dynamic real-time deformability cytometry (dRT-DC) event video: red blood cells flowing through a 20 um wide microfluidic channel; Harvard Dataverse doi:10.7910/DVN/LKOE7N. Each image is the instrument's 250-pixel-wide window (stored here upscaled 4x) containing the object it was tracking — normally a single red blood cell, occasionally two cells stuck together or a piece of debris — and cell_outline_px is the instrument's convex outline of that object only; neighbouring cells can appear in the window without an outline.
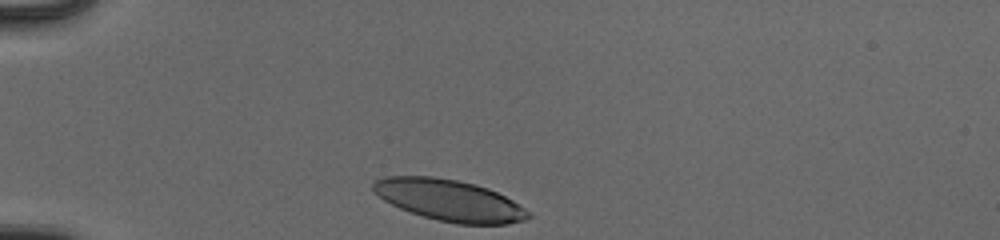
{"species": "human", "species_latin": "Homo sapiens", "temperature_condition": "cold", "stored_images_in_passage": 32, "camera_frame_rate_fps": 3000, "um_per_image_px": 0.085, "donor": {"sex": "male"}, "frame": {"image": 1, "passage_image": 1, "time_ms": 0.0, "image_size_px": [1000, 240], "cell_outline_px": [[532, 216], [524, 220], [508, 224], [456, 224], [436, 220], [400, 208], [384, 200], [372, 188], [372, 184], [376, 180], [384, 176], [432, 176], [456, 180], [476, 184], [488, 188], [512, 200], [524, 208]], "centroid_in_image_um": [38.2, 17.02], "position_along_channel_um": 46.8, "area_um2": 37.11}}
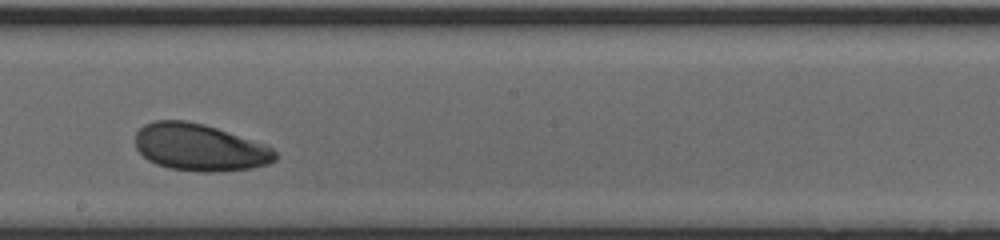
{"frame": {"image": 2, "passage_image": 18, "time_ms": 5.667, "image_size_px": [1000, 240], "cell_outline_px": [[276, 160], [268, 164], [252, 168], [216, 172], [200, 172], [168, 168], [156, 164], [148, 160], [136, 148], [136, 132], [144, 124], [152, 120], [184, 120], [204, 124], [264, 144], [272, 148], [276, 152]], "centroid_in_image_um": [16.95, 12.53], "position_along_channel_um": 231.2, "area_um2": 38.38}}
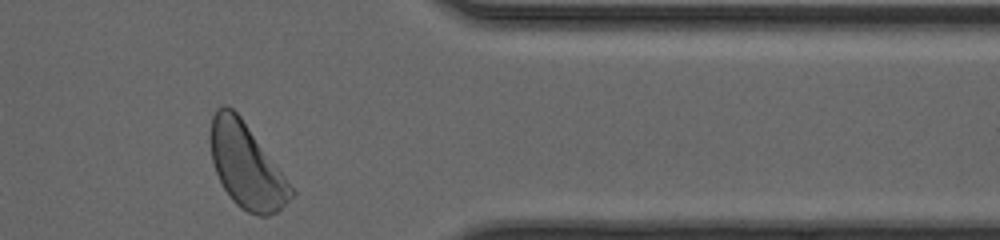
{"frame": {"image": 3, "passage_image": 31, "time_ms": 10.0, "image_size_px": [1000, 240], "cell_outline_px": [[296, 192], [276, 212], [268, 216], [256, 216], [240, 208], [232, 200], [224, 188], [216, 172], [212, 160], [208, 140], [208, 136], [212, 116], [216, 108], [224, 104], [232, 108], [240, 116]], "centroid_in_image_um": [20.89, 14.08], "position_along_channel_um": 390.5, "area_um2": 39.42}, "authors_computed_cell_mechanics": {"area_um2": 38.5526, "velocity_mm_per_s": 3.9114, "shape_relaxation_time_tau1_ms": 2.105, "shape_relaxation_time_tau2_ms": 4.7608, "deformation_change_tau1": 0.0884, "deformation_change_tau2": 0.1186}}